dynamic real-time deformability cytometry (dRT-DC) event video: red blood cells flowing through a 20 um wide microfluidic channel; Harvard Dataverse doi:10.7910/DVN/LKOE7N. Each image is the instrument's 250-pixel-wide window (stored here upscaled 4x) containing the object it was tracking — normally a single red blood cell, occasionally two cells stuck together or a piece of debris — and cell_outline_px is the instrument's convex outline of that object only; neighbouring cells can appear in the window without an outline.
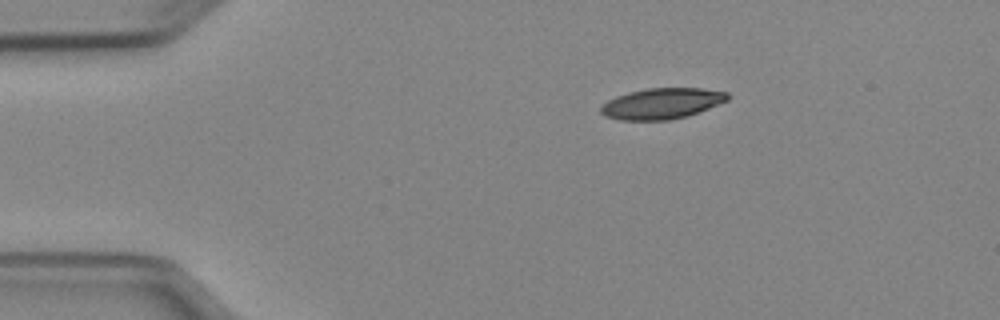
{"species": "Egyptian fruit bat (a non-hibernating species)", "species_latin": "Rousettus aegyptiacus", "temperature_condition": "cold", "stored_images_in_passage": 43, "camera_frame_rate_fps": 3000, "um_per_image_px": 0.085, "animal": {"sex": "female"}, "frame": {"image": 1, "passage_image": 1, "time_ms": 0.0, "image_size_px": [1000, 320], "cell_outline_px": [[728, 100], [688, 116], [668, 120], [620, 120], [604, 116], [600, 112], [600, 108], [608, 100], [616, 96], [628, 92], [648, 88], [700, 88], [728, 92]], "centroid_in_image_um": [56.23, 8.8], "position_along_channel_um": 28.8, "area_um2": 22.72}}
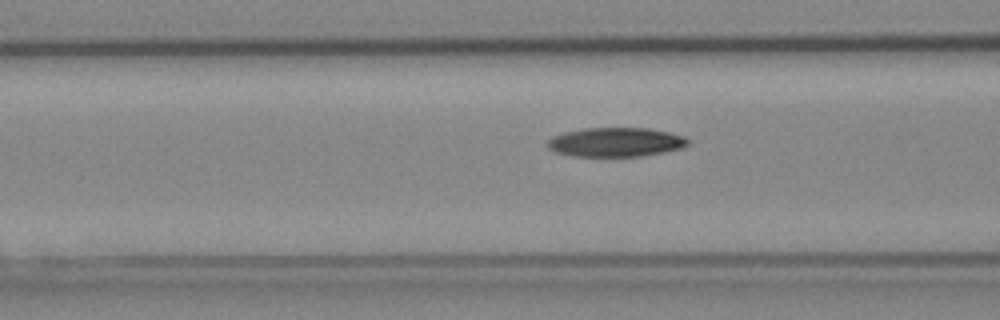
{"frame": {"image": 2, "passage_image": 12, "time_ms": 3.667, "image_size_px": [1000, 320], "cell_outline_px": [[688, 144], [680, 148], [664, 152], [640, 156], [572, 156], [556, 152], [548, 148], [544, 144], [552, 136], [564, 132], [584, 128], [648, 128], [668, 132], [684, 136], [688, 140]], "centroid_in_image_um": [52.28, 12.08], "position_along_channel_um": 114.3, "area_um2": 23.87}}
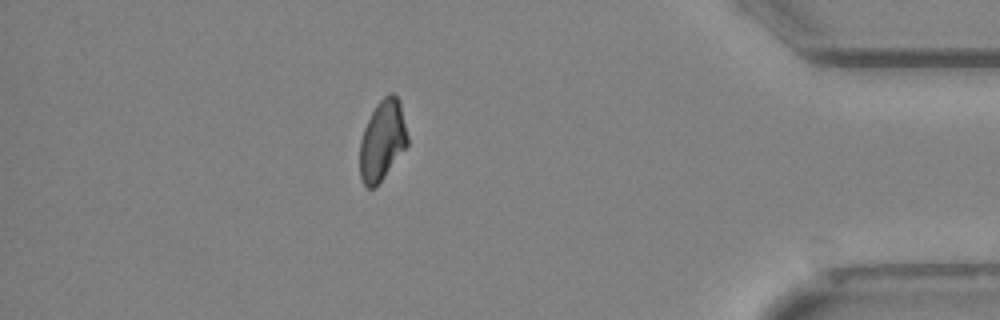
{"frame": {"image": 3, "passage_image": 37, "time_ms": 12.0, "image_size_px": [1000, 320], "cell_outline_px": [[408, 144], [376, 188], [368, 188], [360, 180], [360, 140], [364, 128], [376, 104], [388, 92], [392, 92], [400, 100], [408, 136]], "centroid_in_image_um": [32.5, 11.93], "position_along_channel_um": 402.7, "area_um2": 22.43}}